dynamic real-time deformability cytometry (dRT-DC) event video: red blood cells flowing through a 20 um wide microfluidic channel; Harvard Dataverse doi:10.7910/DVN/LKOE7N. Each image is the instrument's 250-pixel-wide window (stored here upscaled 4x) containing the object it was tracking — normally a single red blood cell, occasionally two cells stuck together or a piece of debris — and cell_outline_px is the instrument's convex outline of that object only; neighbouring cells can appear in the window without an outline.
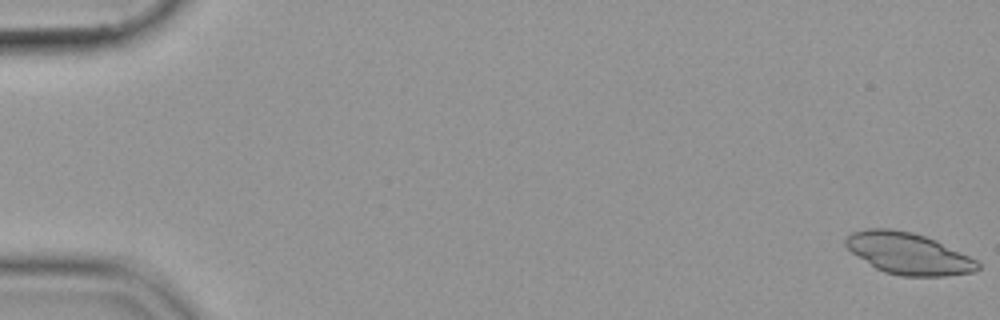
{"species": "common noctule bat (a hibernating species)", "species_latin": "Nyctalus noctula", "temperature_condition": "cold", "stored_images_in_passage": 55, "segment_of_instrument_passage": [1, 2], "camera_frame_rate_fps": 3000, "um_per_image_px": 0.085, "animal": {"sex": "female", "body_mass_g": 19.9}, "frame": {"image": 1, "passage_image": 1, "time_ms": 0.0, "image_size_px": [1000, 320], "cell_outline_px": [[980, 268], [976, 272], [944, 276], [900, 276], [884, 272], [876, 268], [852, 252], [844, 244], [844, 240], [852, 232], [864, 228], [892, 228], [912, 232], [936, 240], [976, 260], [980, 264]], "centroid_in_image_um": [77.2, 21.54], "position_along_channel_um": 7.8, "area_um2": 31.91}}